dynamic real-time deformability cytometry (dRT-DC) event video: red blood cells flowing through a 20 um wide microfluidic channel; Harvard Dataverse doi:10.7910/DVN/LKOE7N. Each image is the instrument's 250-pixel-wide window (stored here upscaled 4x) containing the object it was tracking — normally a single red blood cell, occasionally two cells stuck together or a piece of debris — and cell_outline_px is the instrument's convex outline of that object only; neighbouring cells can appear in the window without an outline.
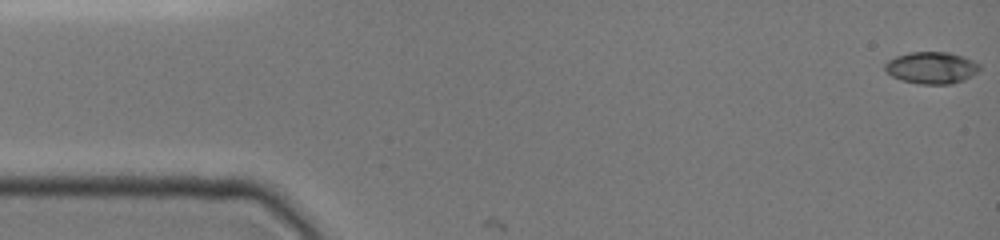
{"species": "common noctule bat (a hibernating species)", "species_latin": "Nyctalus noctula", "temperature_condition": "cold", "stored_images_in_passage": 4, "camera_frame_rate_fps": 3000, "um_per_image_px": 0.085, "animal": {"sex": "female", "body_mass_g": 19.0, "forearm_length_mm": 51.5}, "frame": {"image": 1, "passage_image": 1, "time_ms": 0.0, "image_size_px": [1000, 240], "cell_outline_px": [[980, 68], [972, 76], [964, 80], [952, 84], [920, 84], [900, 80], [892, 76], [884, 68], [884, 64], [888, 60], [896, 56], [908, 52], [948, 52], [964, 56], [980, 64]], "centroid_in_image_um": [79.18, 5.76], "position_along_channel_um": 5.8, "area_um2": 17.69}}